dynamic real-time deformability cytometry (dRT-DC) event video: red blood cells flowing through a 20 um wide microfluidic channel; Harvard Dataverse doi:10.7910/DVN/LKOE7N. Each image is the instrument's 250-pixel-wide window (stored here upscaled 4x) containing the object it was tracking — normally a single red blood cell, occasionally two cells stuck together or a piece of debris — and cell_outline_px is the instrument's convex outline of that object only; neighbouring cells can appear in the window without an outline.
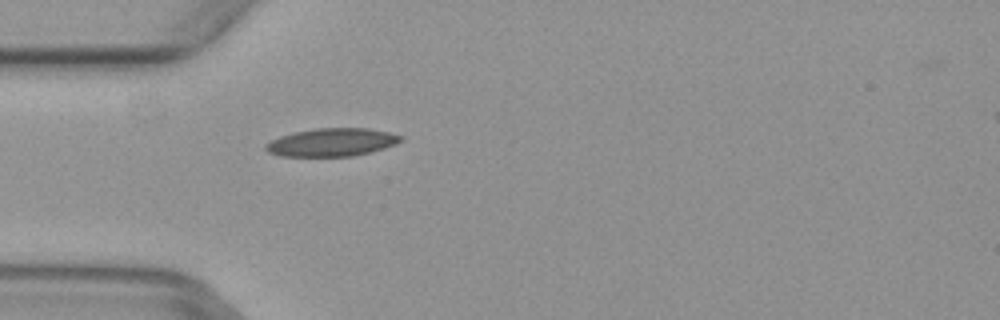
{"species": "common noctule bat (a hibernating species)", "species_latin": "Nyctalus noctula", "temperature_condition": "warm", "stored_images_in_passage": 1, "camera_frame_rate_fps": 3000, "um_per_image_px": 0.085, "animal": {"sex": "female", "body_mass_g": 29.2, "forearm_length_mm": 56.3}, "frame": {"image": 1, "passage_image": 1, "time_ms": 0.0, "image_size_px": [1000, 320], "cell_outline_px": [[404, 136], [396, 144], [384, 148], [352, 156], [280, 156], [268, 152], [264, 148], [264, 144], [280, 136], [296, 132], [316, 128], [368, 128], [388, 132]], "centroid_in_image_um": [28.19, 12.09], "position_along_channel_um": 56.8, "area_um2": 21.91}}